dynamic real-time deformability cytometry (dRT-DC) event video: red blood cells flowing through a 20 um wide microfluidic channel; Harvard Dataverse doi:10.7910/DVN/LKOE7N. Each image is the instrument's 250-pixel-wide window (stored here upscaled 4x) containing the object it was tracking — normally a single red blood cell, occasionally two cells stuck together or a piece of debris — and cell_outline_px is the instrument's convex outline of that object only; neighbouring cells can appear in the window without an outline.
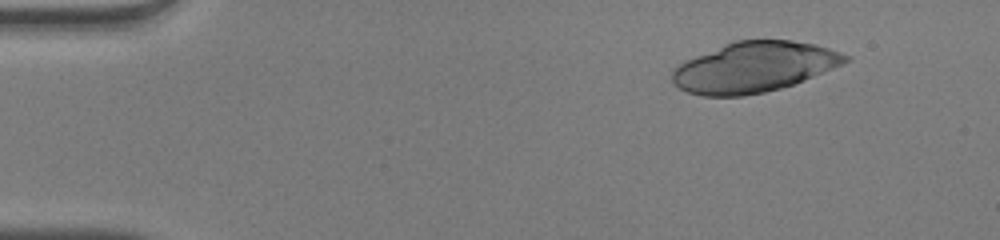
{"species": "human", "species_latin": "Homo sapiens", "temperature_condition": "warm", "stored_images_in_passage": 45, "camera_frame_rate_fps": 3000, "um_per_image_px": 0.085, "donor": {"sex": "male"}, "frame": {"image": 1, "passage_image": 1, "time_ms": 0.0, "image_size_px": [1000, 240], "cell_outline_px": [[852, 60], [824, 72], [792, 84], [780, 88], [764, 92], [744, 96], [700, 96], [688, 92], [672, 84], [672, 68], [696, 56], [724, 44], [736, 40], [792, 40], [816, 44], [852, 56]], "centroid_in_image_um": [64.1, 5.7], "position_along_channel_um": 20.9, "area_um2": 50.69}}
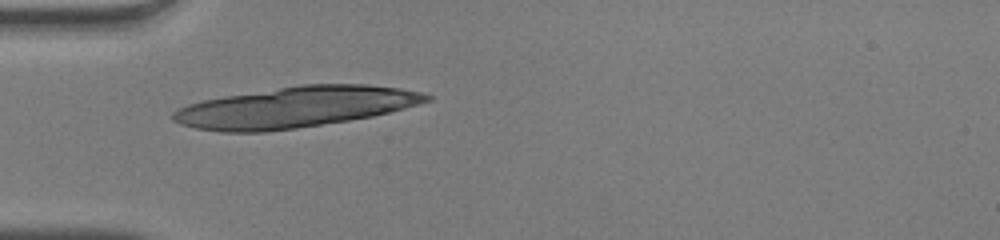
{"frame": {"image": 2, "passage_image": 11, "time_ms": 3.333, "image_size_px": [1000, 240], "cell_outline_px": [[432, 100], [420, 104], [372, 116], [348, 120], [296, 128], [264, 132], [220, 132], [196, 128], [180, 124], [172, 120], [172, 112], [176, 108], [188, 104], [204, 100], [224, 96], [300, 84], [368, 84], [400, 88], [420, 92], [432, 96]], "centroid_in_image_um": [25.07, 9.1], "position_along_channel_um": 59.9, "area_um2": 60.17}}